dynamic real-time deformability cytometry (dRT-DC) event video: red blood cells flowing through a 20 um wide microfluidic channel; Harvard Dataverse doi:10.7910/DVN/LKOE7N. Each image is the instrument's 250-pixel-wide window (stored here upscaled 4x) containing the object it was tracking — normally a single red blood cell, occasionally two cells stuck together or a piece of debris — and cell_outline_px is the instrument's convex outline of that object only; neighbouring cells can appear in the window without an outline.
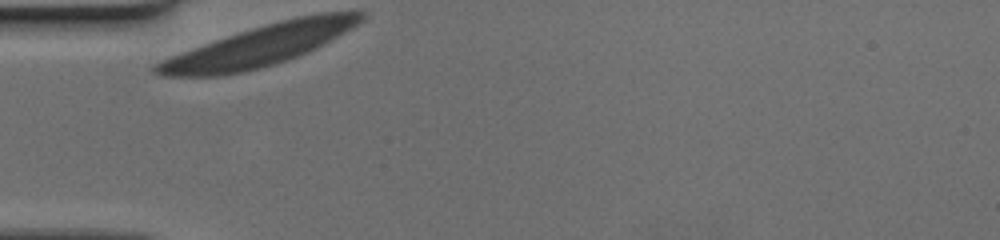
{"species": "human", "species_latin": "Homo sapiens", "temperature_condition": "cold", "stored_images_in_passage": 29, "camera_frame_rate_fps": 3000, "um_per_image_px": 0.085, "donor": {"sex": "female"}, "frame": {"image": 1, "passage_image": 1, "time_ms": 0.0, "image_size_px": [1000, 240], "cell_outline_px": [[364, 20], [352, 28], [332, 40], [308, 52], [276, 64], [244, 72], [216, 76], [164, 76], [152, 72], [152, 68], [156, 64], [172, 56], [204, 44], [252, 28], [280, 20], [296, 16], [324, 12], [364, 12]], "centroid_in_image_um": [22.11, 3.88], "position_along_channel_um": 62.9, "area_um2": 47.92}}
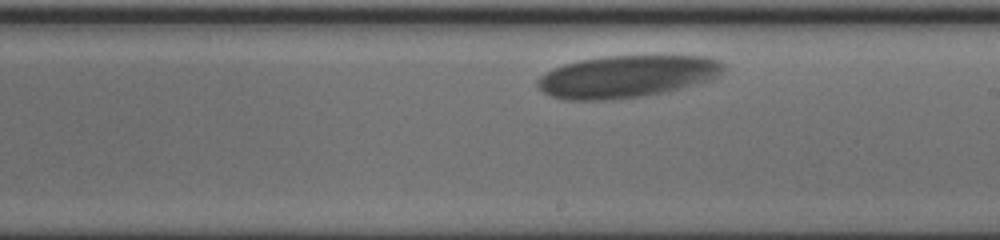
{"frame": {"image": 2, "passage_image": 17, "time_ms": 5.333, "image_size_px": [1000, 240], "cell_outline_px": [[724, 72], [720, 76], [712, 80], [684, 88], [668, 92], [644, 96], [612, 100], [564, 100], [552, 96], [544, 92], [536, 84], [536, 80], [544, 72], [552, 68], [564, 64], [580, 60], [608, 56], [708, 56], [720, 60], [724, 64]], "centroid_in_image_um": [53.33, 6.51], "position_along_channel_um": 235.7, "area_um2": 46.36}}
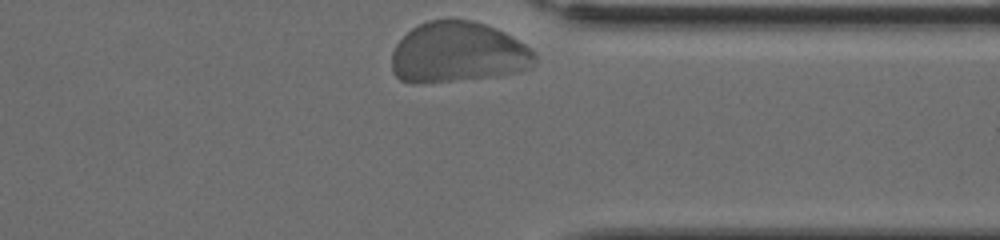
{"frame": {"image": 3, "passage_image": 29, "time_ms": 9.333, "image_size_px": [1000, 240], "cell_outline_px": [[536, 64], [528, 68], [512, 72], [488, 76], [420, 84], [416, 84], [400, 80], [392, 72], [392, 52], [396, 44], [412, 28], [428, 20], [472, 20], [488, 24], [504, 32], [524, 44], [536, 56]], "centroid_in_image_um": [38.88, 4.45], "position_along_channel_um": 372.5, "area_um2": 50.05}}